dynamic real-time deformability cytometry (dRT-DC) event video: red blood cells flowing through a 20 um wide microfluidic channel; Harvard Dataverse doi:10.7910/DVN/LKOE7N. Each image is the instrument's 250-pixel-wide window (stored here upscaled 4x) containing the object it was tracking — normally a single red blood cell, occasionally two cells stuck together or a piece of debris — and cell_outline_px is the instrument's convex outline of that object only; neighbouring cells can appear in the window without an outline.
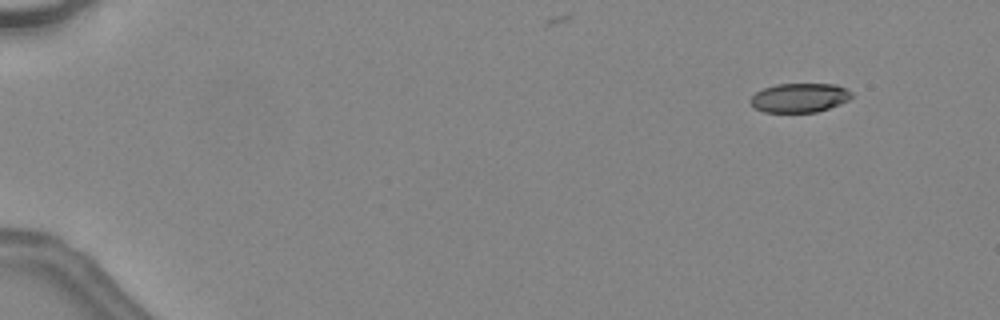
{"species": "common noctule bat (a hibernating species)", "species_latin": "Nyctalus noctula", "temperature_condition": "warm", "stored_images_in_passage": 44, "camera_frame_rate_fps": 3000, "um_per_image_px": 0.085, "animal": {"sex": "female", "body_mass_g": 24.6, "forearm_length_mm": 56.2}, "frame": {"image": 1, "passage_image": 6, "time_ms": 1.667, "image_size_px": [1000, 320], "cell_outline_px": [[852, 96], [848, 100], [840, 104], [816, 112], [764, 112], [756, 108], [748, 100], [756, 92], [764, 88], [776, 84], [836, 84], [852, 92]], "centroid_in_image_um": [67.95, 8.3], "position_along_channel_um": 17.0, "area_um2": 17.11}}
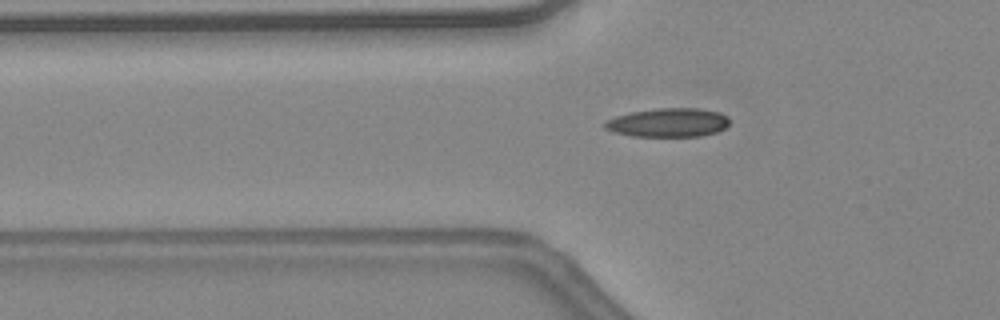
{"frame": {"image": 2, "passage_image": 19, "time_ms": 6.0, "image_size_px": [1000, 320], "cell_outline_px": [[728, 124], [724, 128], [716, 132], [700, 136], [632, 136], [612, 132], [604, 128], [604, 120], [616, 116], [632, 112], [656, 108], [700, 108], [720, 112], [728, 116]], "centroid_in_image_um": [56.78, 10.41], "position_along_channel_um": 69.0, "area_um2": 21.04}}
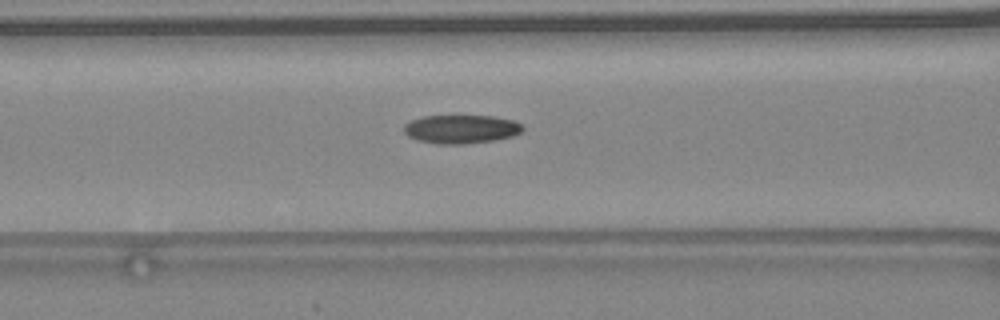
{"frame": {"image": 3, "passage_image": 23, "time_ms": 7.333, "image_size_px": [1000, 320], "cell_outline_px": [[524, 128], [520, 132], [512, 136], [496, 140], [464, 144], [436, 144], [416, 140], [408, 136], [404, 132], [404, 124], [412, 120], [424, 116], [492, 116], [512, 120], [524, 124]], "centroid_in_image_um": [39.19, 10.98], "position_along_channel_um": 127.4, "area_um2": 19.88}, "authors_computed_cell_mechanics": {"area_um2": 19.6231, "velocity_mm_per_s": 4.5756, "shape_relaxation_time_tau1_ms": null, "shape_relaxation_time_tau2_ms": 2.8853, "deformation_change_tau1": null, "deformation_change_tau2": 0.0976}}